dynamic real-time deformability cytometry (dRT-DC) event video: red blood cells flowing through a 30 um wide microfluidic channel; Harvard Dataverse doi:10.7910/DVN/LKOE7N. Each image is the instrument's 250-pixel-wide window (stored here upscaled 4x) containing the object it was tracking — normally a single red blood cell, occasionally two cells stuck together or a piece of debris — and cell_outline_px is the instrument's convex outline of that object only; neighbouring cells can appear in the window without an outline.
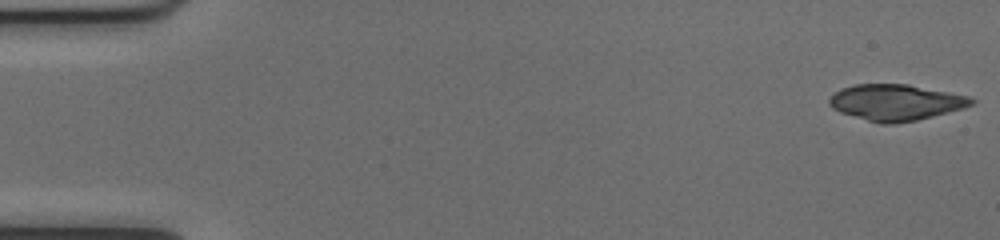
{"species": "common noctule bat (a hibernating species)", "species_latin": "Nyctalus noctula", "temperature_condition": "cold", "stored_images_in_passage": 50, "camera_frame_rate_fps": 3000, "um_per_image_px": 0.085, "animal": {"sex": "female", "body_mass_g": 17.0, "forearm_length_mm": 48.0}, "frame": {"image": 1, "passage_image": 1, "time_ms": 0.0, "image_size_px": [1000, 240], "cell_outline_px": [[976, 100], [972, 104], [964, 108], [916, 120], [892, 124], [880, 124], [840, 112], [832, 108], [828, 104], [828, 100], [840, 88], [852, 84], [908, 84], [968, 96]], "centroid_in_image_um": [76.11, 8.7], "position_along_channel_um": 8.9, "area_um2": 29.77}}
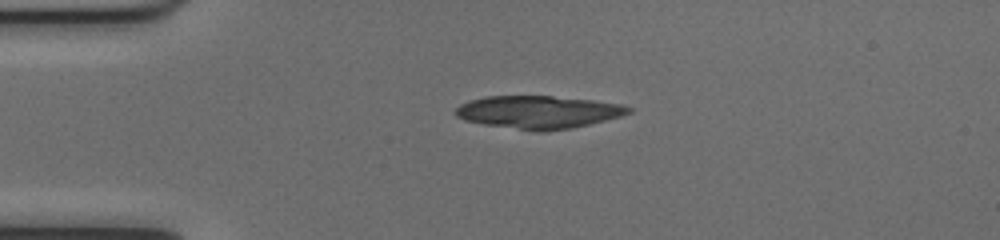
{"frame": {"image": 2, "passage_image": 12, "time_ms": 3.667, "image_size_px": [1000, 240], "cell_outline_px": [[632, 112], [620, 116], [572, 128], [520, 128], [484, 124], [464, 120], [456, 116], [452, 112], [460, 104], [468, 100], [484, 96], [552, 96], [592, 100], [624, 104], [632, 108]], "centroid_in_image_um": [45.74, 9.47], "position_along_channel_um": 39.3, "area_um2": 32.14}}